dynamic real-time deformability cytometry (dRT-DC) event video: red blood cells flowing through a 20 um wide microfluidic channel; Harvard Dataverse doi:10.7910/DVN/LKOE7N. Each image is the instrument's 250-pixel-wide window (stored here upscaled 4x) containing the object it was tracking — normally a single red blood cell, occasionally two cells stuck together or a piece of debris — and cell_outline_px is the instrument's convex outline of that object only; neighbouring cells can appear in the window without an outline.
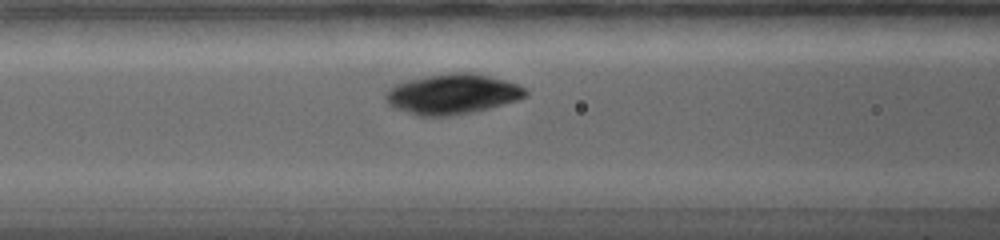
{"species": "common noctule bat (a hibernating species)", "species_latin": "Nyctalus noctula", "temperature_condition": "warm", "stored_images_in_passage": 25, "camera_frame_rate_fps": 5000, "um_per_image_px": 0.085, "animal": {"sex": "female", "body_mass_g": 19.0, "forearm_length_mm": 56.7}, "frame": {"image": 1, "passage_image": 6, "time_ms": 4.0, "image_size_px": [1000, 240], "cell_outline_px": [[528, 92], [524, 96], [516, 100], [488, 108], [472, 112], [452, 116], [416, 116], [392, 108], [388, 104], [384, 96], [396, 84], [408, 80], [428, 76], [460, 72], [468, 72], [488, 76], [504, 80], [516, 84], [524, 88]], "centroid_in_image_um": [38.41, 8.02], "position_along_channel_um": 128.2, "area_um2": 32.31}}
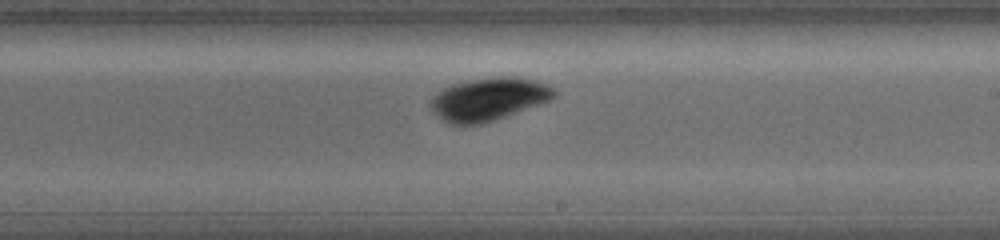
{"frame": {"image": 2, "passage_image": 15, "time_ms": 7.2, "image_size_px": [1000, 240], "cell_outline_px": [[556, 96], [548, 100], [504, 116], [480, 124], [448, 124], [440, 120], [432, 112], [428, 104], [432, 96], [436, 92], [452, 84], [472, 80], [500, 76], [512, 76], [532, 80], [544, 84], [552, 88], [556, 92]], "centroid_in_image_um": [41.42, 8.43], "position_along_channel_um": 247.6, "area_um2": 30.4}}
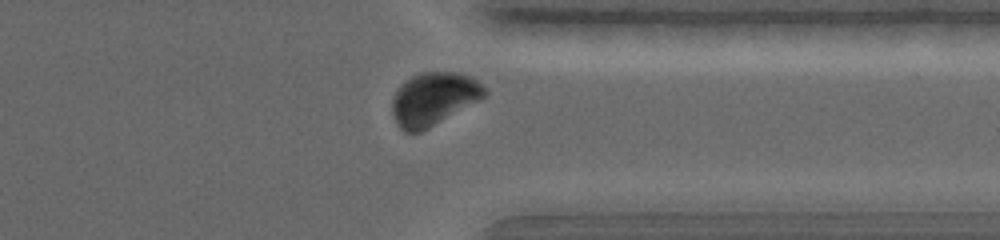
{"frame": {"image": 3, "passage_image": 23, "time_ms": 10.6, "image_size_px": [1000, 240], "cell_outline_px": [[488, 92], [480, 100], [428, 128], [420, 132], [404, 132], [396, 124], [392, 112], [392, 100], [396, 88], [400, 84], [412, 76], [420, 72], [456, 72], [472, 76]], "centroid_in_image_um": [36.83, 8.4], "position_along_channel_um": 374.6, "area_um2": 28.55}}